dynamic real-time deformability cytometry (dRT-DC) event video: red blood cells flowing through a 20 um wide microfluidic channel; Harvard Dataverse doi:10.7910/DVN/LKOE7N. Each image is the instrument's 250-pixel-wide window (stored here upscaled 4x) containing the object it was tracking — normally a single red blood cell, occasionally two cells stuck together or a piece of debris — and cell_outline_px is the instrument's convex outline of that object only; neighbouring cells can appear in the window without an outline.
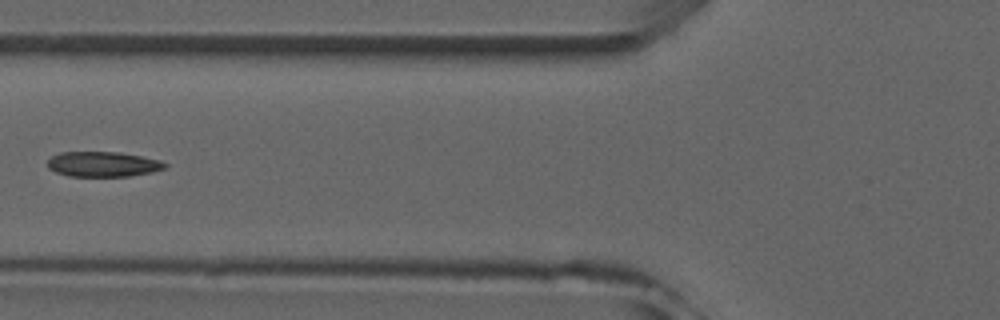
{"species": "common noctule bat (a hibernating species)", "species_latin": "Nyctalus noctula", "temperature_condition": "room temperature", "stored_images_in_passage": 5, "camera_frame_rate_fps": 3000, "um_per_image_px": 0.085, "animal": {"sex": "male", "forearm_length_mm": 52.5}, "frame": {"image": 1, "passage_image": 5, "time_ms": 5.667, "image_size_px": [1000, 320], "cell_outline_px": [[168, 164], [164, 168], [152, 172], [128, 176], [68, 176], [56, 172], [48, 168], [48, 160], [52, 156], [60, 152], [120, 152], [160, 160]], "centroid_in_image_um": [8.74, 13.95], "position_along_channel_um": 117.1, "area_um2": 17.11}}